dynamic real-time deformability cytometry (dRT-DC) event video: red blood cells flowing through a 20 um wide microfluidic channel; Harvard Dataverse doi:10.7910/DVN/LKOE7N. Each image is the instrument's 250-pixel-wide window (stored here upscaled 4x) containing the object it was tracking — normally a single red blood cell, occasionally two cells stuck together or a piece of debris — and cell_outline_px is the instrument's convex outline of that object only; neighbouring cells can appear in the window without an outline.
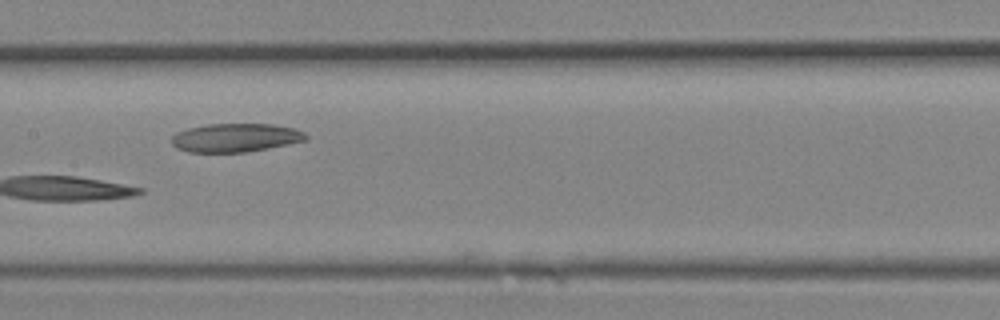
{"species": "Egyptian fruit bat (a non-hibernating species)", "species_latin": "Rousettus aegyptiacus", "temperature_condition": "room temperature", "stored_images_in_passage": 17, "camera_frame_rate_fps": 3000, "um_per_image_px": 0.085, "animal": {"sex": "female"}, "frame": {"image": 1, "passage_image": 6, "time_ms": 1.667, "image_size_px": [1000, 320], "cell_outline_px": [[308, 140], [268, 148], [244, 152], [188, 152], [176, 148], [172, 144], [172, 136], [176, 132], [188, 128], [208, 124], [272, 124], [292, 128], [304, 132], [308, 136]], "centroid_in_image_um": [20.0, 11.7], "position_along_channel_um": 187.4, "area_um2": 22.31}}
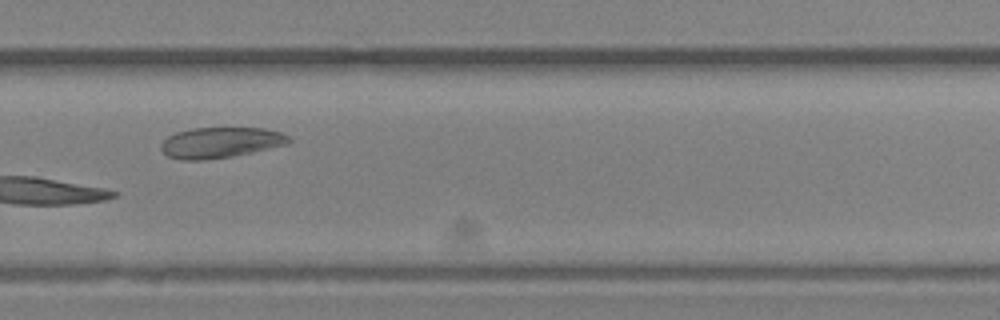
{"frame": {"image": 2, "passage_image": 10, "time_ms": 3.0, "image_size_px": [1000, 320], "cell_outline_px": [[292, 140], [288, 144], [252, 152], [232, 156], [204, 160], [180, 160], [168, 156], [160, 148], [160, 144], [168, 136], [176, 132], [192, 128], [264, 128], [280, 132], [288, 136]], "centroid_in_image_um": [18.73, 12.12], "position_along_channel_um": 311.1, "area_um2": 22.83}}
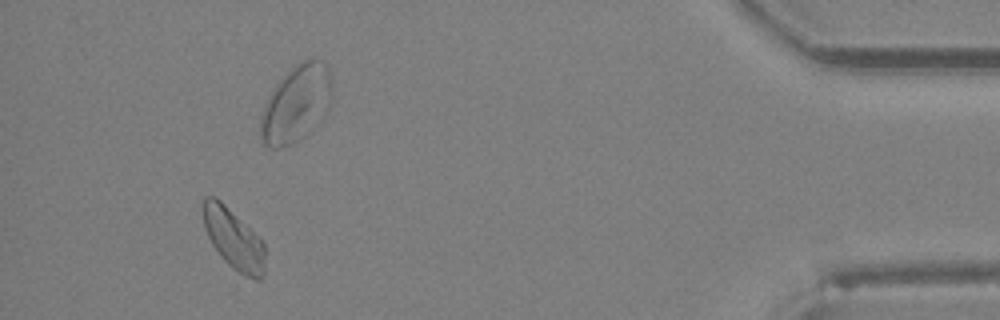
{"frame": {"image": 3, "passage_image": 15, "time_ms": 4.667, "image_size_px": [1000, 320], "cell_outline_px": [[264, 272], [260, 280], [256, 280], [244, 276], [232, 268], [224, 260], [212, 244], [204, 228], [200, 208], [200, 200], [204, 196], [216, 196], [264, 244]], "centroid_in_image_um": [19.77, 20.28], "position_along_channel_um": 415.4, "area_um2": 21.79}}